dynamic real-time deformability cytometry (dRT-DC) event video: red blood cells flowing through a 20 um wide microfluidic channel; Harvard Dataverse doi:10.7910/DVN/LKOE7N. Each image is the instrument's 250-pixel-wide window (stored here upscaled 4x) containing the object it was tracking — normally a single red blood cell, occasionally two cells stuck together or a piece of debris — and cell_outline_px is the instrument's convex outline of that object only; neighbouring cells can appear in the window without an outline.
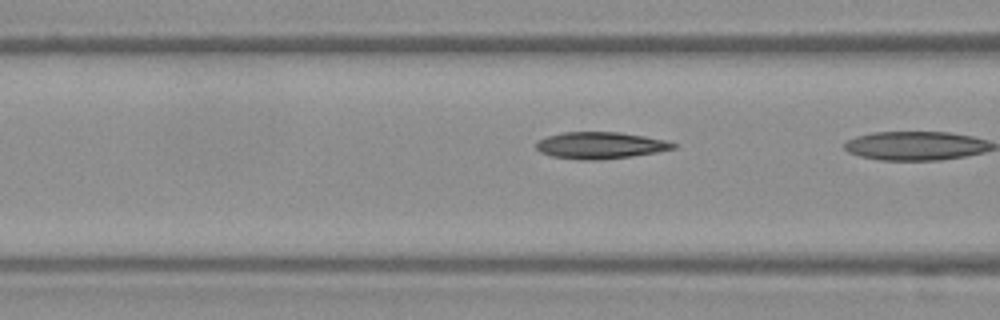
{"species": "Egyptian fruit bat (a non-hibernating species)", "species_latin": "Rousettus aegyptiacus", "temperature_condition": "warm", "stored_images_in_passage": 20, "camera_frame_rate_fps": 3000, "um_per_image_px": 0.085, "frame": {"image": 1, "passage_image": 19, "time_ms": 6.0, "image_size_px": [1000, 320], "cell_outline_px": [[676, 148], [656, 152], [632, 156], [600, 160], [580, 160], [552, 156], [540, 152], [536, 148], [536, 140], [548, 136], [564, 132], [620, 132], [644, 136], [664, 140], [676, 144]], "centroid_in_image_um": [50.99, 12.36], "position_along_channel_um": 115.6, "area_um2": 21.33}}